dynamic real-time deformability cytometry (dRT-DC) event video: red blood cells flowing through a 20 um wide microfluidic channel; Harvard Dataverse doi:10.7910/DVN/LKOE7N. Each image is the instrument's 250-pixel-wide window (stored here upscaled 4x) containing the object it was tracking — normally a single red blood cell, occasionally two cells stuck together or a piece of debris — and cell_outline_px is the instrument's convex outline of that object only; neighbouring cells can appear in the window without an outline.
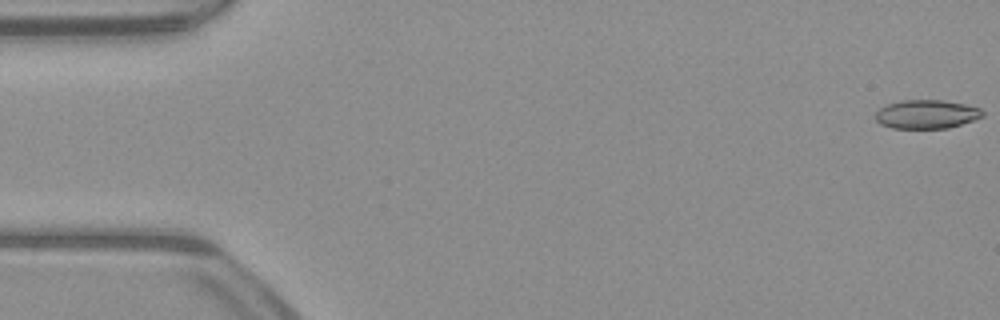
{"species": "common noctule bat (a hibernating species)", "species_latin": "Nyctalus noctula", "temperature_condition": "warm", "stored_images_in_passage": 41, "camera_frame_rate_fps": 3000, "um_per_image_px": 0.085, "animal": {"sex": "male", "body_mass_g": 23.1, "forearm_length_mm": 52.7}, "frame": {"image": 1, "passage_image": 1, "time_ms": 0.0, "image_size_px": [1000, 320], "cell_outline_px": [[984, 116], [948, 128], [892, 128], [880, 124], [876, 120], [876, 112], [880, 108], [888, 104], [900, 100], [944, 100], [964, 104], [980, 108], [984, 112]], "centroid_in_image_um": [78.75, 9.7], "position_along_channel_um": 6.3, "area_um2": 17.86}}
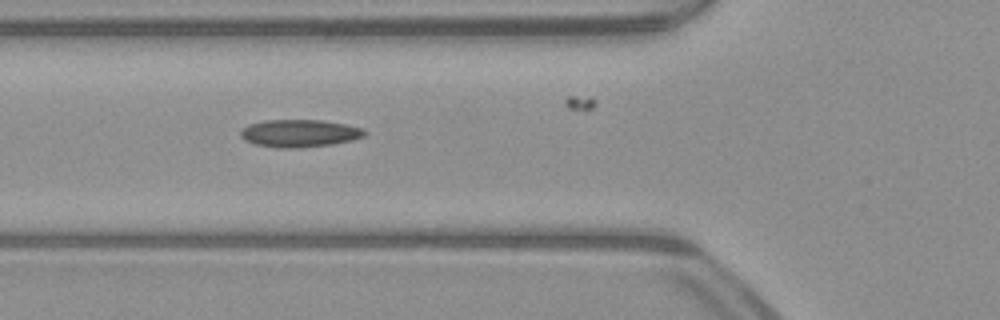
{"frame": {"image": 2, "passage_image": 19, "time_ms": 6.0, "image_size_px": [1000, 320], "cell_outline_px": [[368, 132], [364, 136], [352, 140], [332, 144], [300, 148], [276, 148], [256, 144], [244, 140], [240, 136], [240, 132], [248, 124], [264, 120], [324, 120], [364, 128]], "centroid_in_image_um": [25.47, 11.33], "position_along_channel_um": 100.3, "area_um2": 20.06}}
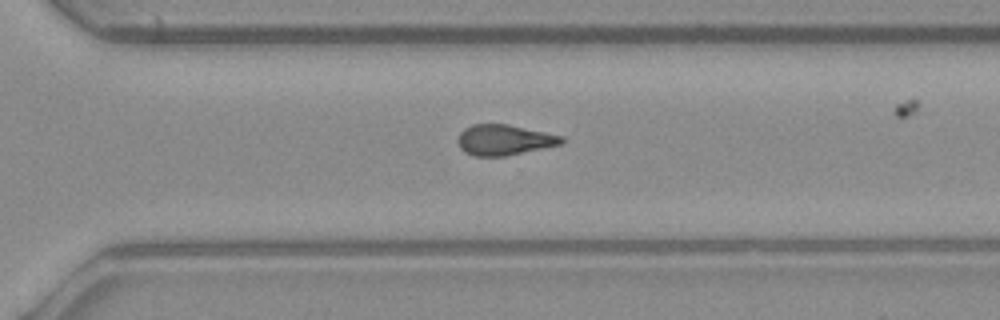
{"frame": {"image": 3, "passage_image": 36, "time_ms": 11.667, "image_size_px": [1000, 320], "cell_outline_px": [[564, 144], [504, 156], [472, 156], [464, 152], [460, 148], [456, 140], [460, 132], [464, 128], [472, 124], [508, 124], [564, 136]], "centroid_in_image_um": [42.84, 11.89], "position_along_channel_um": 327.8, "area_um2": 18.67}}